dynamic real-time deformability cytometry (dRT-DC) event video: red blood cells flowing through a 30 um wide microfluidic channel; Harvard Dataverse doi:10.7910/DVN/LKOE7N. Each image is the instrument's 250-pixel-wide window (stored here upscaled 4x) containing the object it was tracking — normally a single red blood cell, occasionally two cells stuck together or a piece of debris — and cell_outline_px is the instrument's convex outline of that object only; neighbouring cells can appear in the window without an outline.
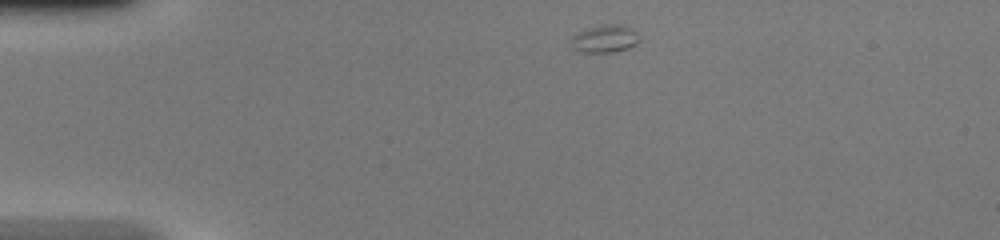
{"species": "common noctule bat (a hibernating species)", "species_latin": "Nyctalus noctula", "temperature_condition": "warm", "stored_images_in_passage": 30, "camera_frame_rate_fps": 3000, "um_per_image_px": 0.085, "animal": {"sex": "female", "body_mass_g": 20.0, "forearm_length_mm": 54.0}, "frame": {"image": 1, "passage_image": 1, "time_ms": 0.0, "image_size_px": [1000, 240], "cell_outline_px": [[640, 40], [636, 44], [628, 48], [612, 52], [580, 52], [572, 48], [572, 36], [588, 28], [604, 24], [624, 24], [636, 32]], "centroid_in_image_um": [51.43, 3.29], "position_along_channel_um": 33.6, "area_um2": 10.92}}